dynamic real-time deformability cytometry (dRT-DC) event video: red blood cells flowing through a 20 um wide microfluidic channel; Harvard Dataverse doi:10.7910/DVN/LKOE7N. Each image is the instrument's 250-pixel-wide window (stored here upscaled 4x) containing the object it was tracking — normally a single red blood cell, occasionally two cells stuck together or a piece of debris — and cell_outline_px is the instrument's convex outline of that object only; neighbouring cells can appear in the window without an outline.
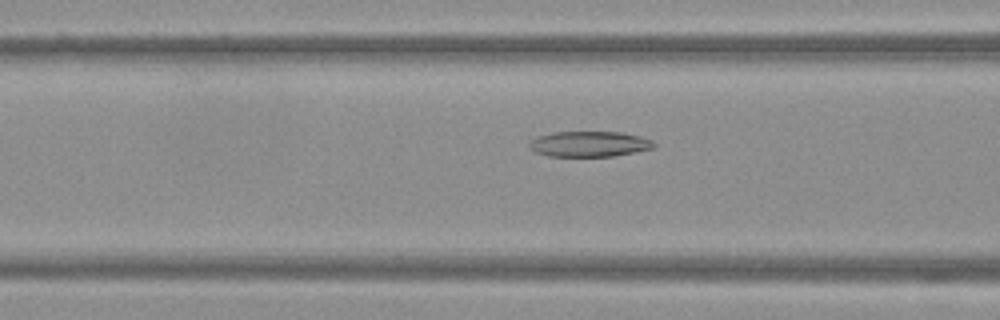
{"species": "Egyptian fruit bat (a non-hibernating species)", "species_latin": "Rousettus aegyptiacus", "temperature_condition": "warm", "stored_images_in_passage": 51, "camera_frame_rate_fps": 3000, "um_per_image_px": 0.085, "frame": {"image": 1, "passage_image": 21, "time_ms": 6.667, "image_size_px": [1000, 320], "cell_outline_px": [[656, 148], [636, 152], [612, 156], [548, 156], [536, 152], [528, 144], [532, 140], [540, 136], [552, 132], [620, 132], [640, 136], [652, 140], [656, 144]], "centroid_in_image_um": [50.16, 12.24], "position_along_channel_um": 116.4, "area_um2": 18.44}}
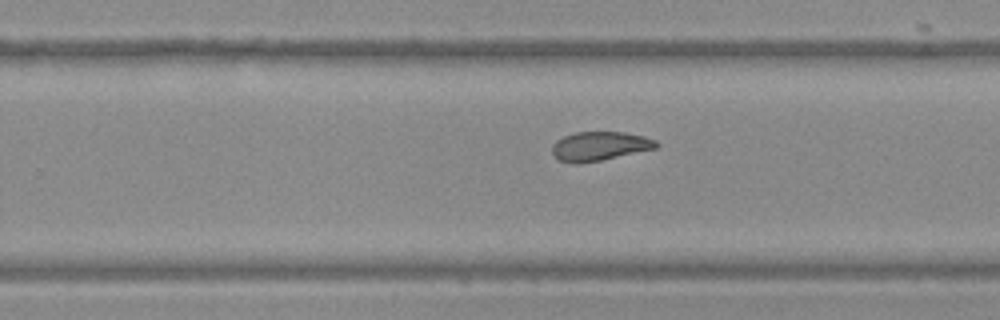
{"frame": {"image": 2, "passage_image": 33, "time_ms": 10.667, "image_size_px": [1000, 320], "cell_outline_px": [[660, 144], [656, 148], [600, 160], [572, 164], [560, 160], [552, 156], [552, 144], [556, 140], [564, 136], [576, 132], [624, 132], [644, 136], [656, 140]], "centroid_in_image_um": [50.94, 12.41], "position_along_channel_um": 278.9, "area_um2": 17.57}}
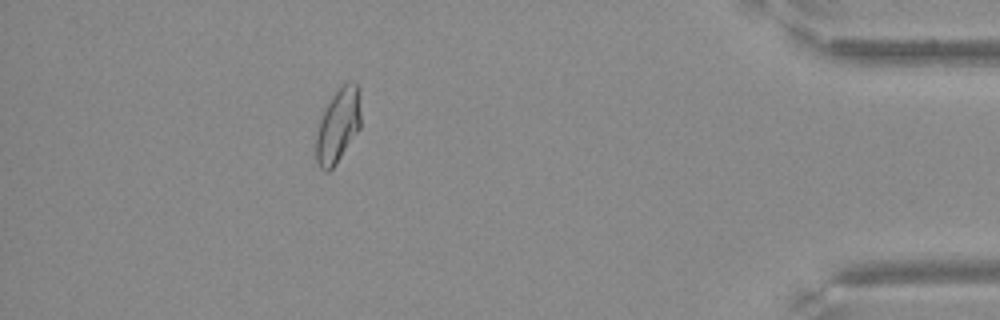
{"frame": {"image": 3, "passage_image": 46, "time_ms": 15.0, "image_size_px": [1000, 320], "cell_outline_px": [[360, 128], [336, 164], [328, 172], [324, 172], [320, 168], [316, 160], [316, 124], [324, 108], [332, 96], [348, 80], [352, 80], [360, 88]], "centroid_in_image_um": [28.72, 10.66], "position_along_channel_um": 406.5, "area_um2": 19.71}}